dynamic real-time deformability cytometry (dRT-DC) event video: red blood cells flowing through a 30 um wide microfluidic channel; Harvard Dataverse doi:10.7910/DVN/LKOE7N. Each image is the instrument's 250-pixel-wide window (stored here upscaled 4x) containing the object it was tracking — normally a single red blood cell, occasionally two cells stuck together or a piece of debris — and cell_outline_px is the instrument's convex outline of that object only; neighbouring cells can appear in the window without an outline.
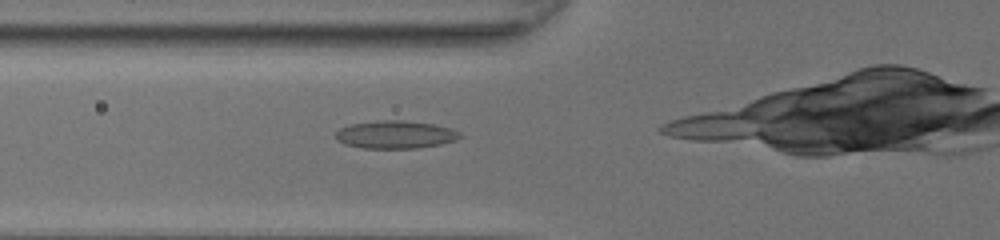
{"species": "common noctule bat (a hibernating species)", "species_latin": "Nyctalus noctula", "temperature_condition": "room temperature", "stored_images_in_passage": 10, "camera_frame_rate_fps": 3000, "um_per_image_px": 0.085, "animal": {"sex": "female", "body_mass_g": 20.0, "forearm_length_mm": 54.0}, "frame": {"image": 1, "passage_image": 7, "time_ms": 2.0, "image_size_px": [1000, 240], "cell_outline_px": [[464, 136], [456, 140], [440, 144], [416, 148], [364, 148], [344, 144], [336, 140], [336, 132], [340, 128], [352, 124], [376, 120], [404, 120], [436, 124], [460, 132]], "centroid_in_image_um": [33.62, 11.43], "position_along_channel_um": 92.2, "area_um2": 20.23}}